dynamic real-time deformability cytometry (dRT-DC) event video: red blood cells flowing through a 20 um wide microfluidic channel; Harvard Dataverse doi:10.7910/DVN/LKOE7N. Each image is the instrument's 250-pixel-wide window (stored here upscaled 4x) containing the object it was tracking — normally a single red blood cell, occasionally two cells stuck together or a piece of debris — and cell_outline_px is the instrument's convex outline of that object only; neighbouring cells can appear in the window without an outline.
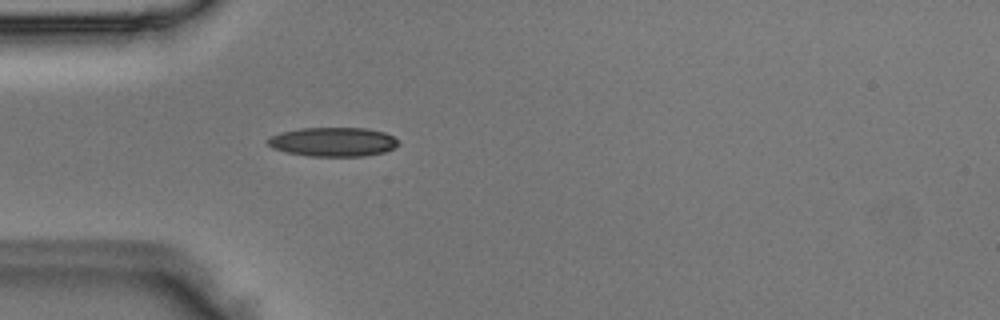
{"species": "Egyptian fruit bat (a non-hibernating species)", "species_latin": "Rousettus aegyptiacus", "temperature_condition": "room temperature", "stored_images_in_passage": 2, "camera_frame_rate_fps": 3000, "um_per_image_px": 0.085, "animal": {"sex": "male"}, "frame": {"image": 1, "passage_image": 2, "time_ms": 0.333, "image_size_px": [1000, 320], "cell_outline_px": [[400, 144], [384, 152], [364, 156], [308, 156], [284, 152], [272, 148], [268, 144], [268, 140], [272, 136], [284, 132], [300, 128], [368, 128], [384, 132], [400, 140]], "centroid_in_image_um": [28.35, 12.06], "position_along_channel_um": 56.7, "area_um2": 22.14}}